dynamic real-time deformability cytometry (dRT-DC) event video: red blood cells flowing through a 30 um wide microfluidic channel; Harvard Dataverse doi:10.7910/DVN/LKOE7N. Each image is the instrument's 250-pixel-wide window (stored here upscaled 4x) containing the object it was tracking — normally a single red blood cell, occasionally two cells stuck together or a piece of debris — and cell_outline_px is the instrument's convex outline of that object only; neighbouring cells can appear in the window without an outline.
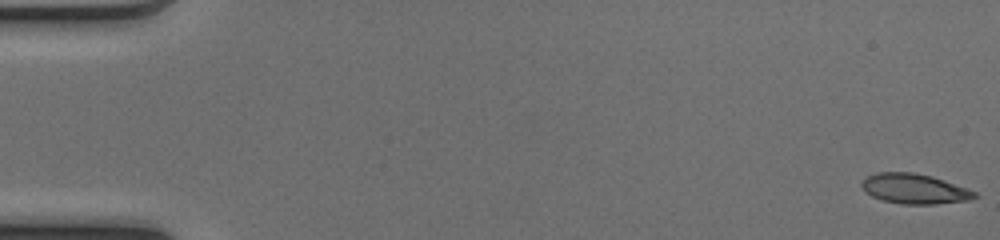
{"species": "common noctule bat (a hibernating species)", "species_latin": "Nyctalus noctula", "temperature_condition": "cold", "stored_images_in_passage": 51, "camera_frame_rate_fps": 3000, "um_per_image_px": 0.085, "animal": {"sex": "female", "body_mass_g": 17.0, "forearm_length_mm": 48.0}, "frame": {"image": 1, "passage_image": 1, "time_ms": 0.0, "image_size_px": [1000, 240], "cell_outline_px": [[980, 196], [968, 200], [936, 204], [900, 204], [884, 200], [872, 196], [860, 184], [868, 176], [876, 172], [912, 172], [932, 176], [968, 188], [976, 192]], "centroid_in_image_um": [77.78, 16.04], "position_along_channel_um": 7.2, "area_um2": 19.65}}
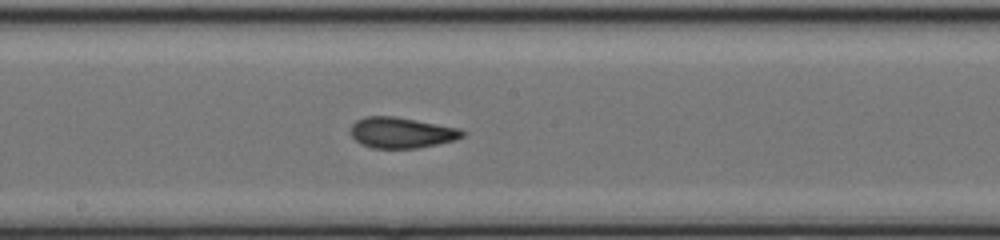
{"frame": {"image": 2, "passage_image": 28, "time_ms": 9.0, "image_size_px": [1000, 240], "cell_outline_px": [[468, 132], [464, 136], [456, 140], [416, 148], [372, 148], [360, 144], [352, 136], [352, 124], [356, 120], [364, 116], [396, 116], [460, 128]], "centroid_in_image_um": [34.16, 11.27], "position_along_channel_um": 214.0, "area_um2": 20.17}}
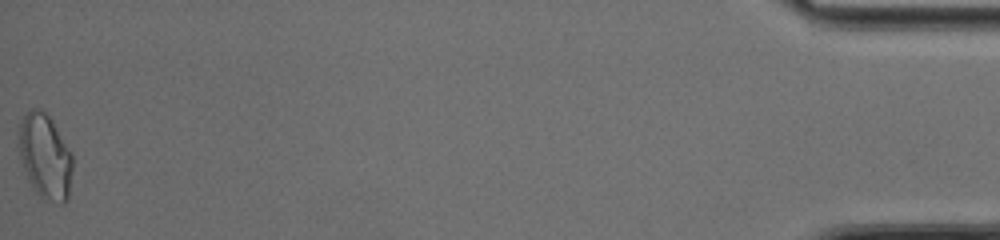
{"frame": {"image": 3, "passage_image": 51, "time_ms": 16.667, "image_size_px": [1000, 240], "cell_outline_px": [[72, 168], [68, 200], [64, 204], [60, 204], [40, 196], [32, 188], [28, 180], [16, 144], [20, 124], [24, 116], [32, 108], [40, 108], [52, 120], [72, 152]], "centroid_in_image_um": [3.83, 13.29], "position_along_channel_um": 431.4, "area_um2": 26.82}, "authors_computed_cell_mechanics": {"area_um2": 20.1722, "velocity_mm_per_s": 4.13, "shape_relaxation_time_tau1_ms": 4.5, "shape_relaxation_time_tau2_ms": 1.269, "deformation_change_tau1": 0.1772, "deformation_change_tau2": 0.0917}}